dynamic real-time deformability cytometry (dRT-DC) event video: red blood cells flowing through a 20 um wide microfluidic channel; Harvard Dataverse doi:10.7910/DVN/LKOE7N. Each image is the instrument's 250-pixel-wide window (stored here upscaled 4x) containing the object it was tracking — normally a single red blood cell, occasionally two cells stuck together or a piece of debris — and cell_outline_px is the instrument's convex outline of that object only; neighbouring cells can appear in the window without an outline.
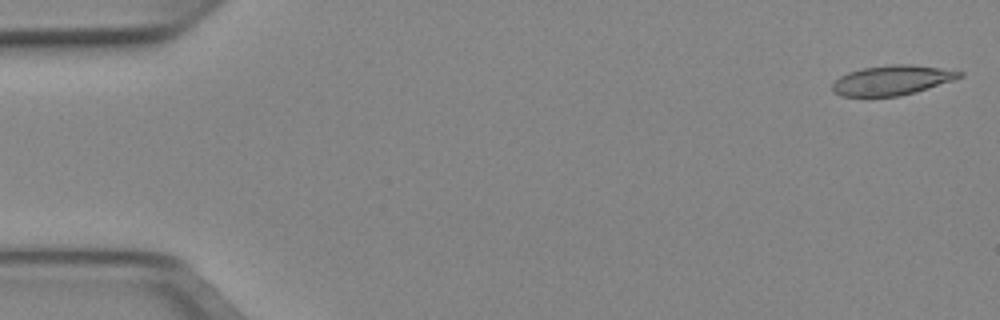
{"species": "Egyptian fruit bat (a non-hibernating species)", "species_latin": "Rousettus aegyptiacus", "temperature_condition": "cold", "stored_images_in_passage": 50, "camera_frame_rate_fps": 3000, "um_per_image_px": 0.085, "animal": {"sex": "female"}, "frame": {"image": 1, "passage_image": 1, "time_ms": 0.0, "image_size_px": [1000, 320], "cell_outline_px": [[964, 76], [916, 92], [900, 96], [840, 96], [832, 92], [832, 84], [840, 76], [848, 72], [864, 68], [892, 64], [912, 64], [940, 68], [964, 72]], "centroid_in_image_um": [75.81, 6.82], "position_along_channel_um": 9.2, "area_um2": 21.96}}
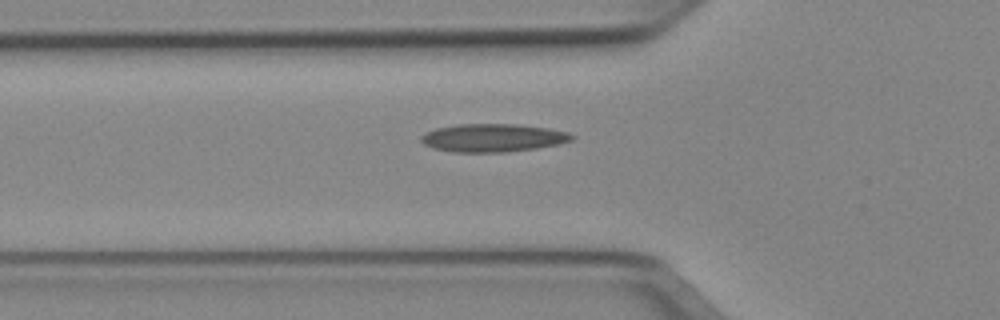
{"frame": {"image": 2, "passage_image": 17, "time_ms": 5.333, "image_size_px": [1000, 320], "cell_outline_px": [[576, 136], [572, 140], [556, 144], [536, 148], [508, 152], [452, 152], [432, 148], [424, 144], [420, 140], [420, 136], [424, 132], [436, 128], [456, 124], [516, 124], [548, 128], [568, 132]], "centroid_in_image_um": [41.85, 11.71], "position_along_channel_um": 83.9, "area_um2": 24.8}}
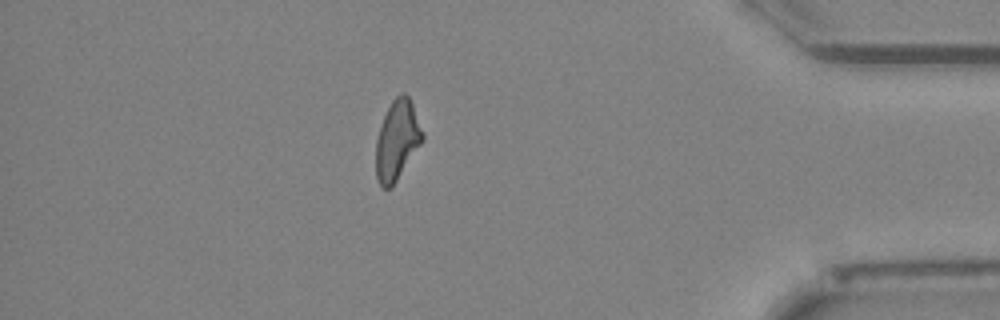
{"frame": {"image": 3, "passage_image": 44, "time_ms": 14.333, "image_size_px": [1000, 320], "cell_outline_px": [[424, 140], [392, 188], [380, 188], [376, 176], [376, 140], [384, 116], [392, 100], [400, 92], [404, 92], [408, 96], [412, 104], [424, 132]], "centroid_in_image_um": [33.76, 11.95], "position_along_channel_um": 401.4, "area_um2": 21.79}, "authors_computed_cell_mechanics": {"area_um2": 22.5709, "velocity_mm_per_s": 3.9576, "shape_relaxation_time_tau1_ms": null, "shape_relaxation_time_tau2_ms": 2.4219, "deformation_change_tau1": null, "deformation_change_tau2": 0.1115}}